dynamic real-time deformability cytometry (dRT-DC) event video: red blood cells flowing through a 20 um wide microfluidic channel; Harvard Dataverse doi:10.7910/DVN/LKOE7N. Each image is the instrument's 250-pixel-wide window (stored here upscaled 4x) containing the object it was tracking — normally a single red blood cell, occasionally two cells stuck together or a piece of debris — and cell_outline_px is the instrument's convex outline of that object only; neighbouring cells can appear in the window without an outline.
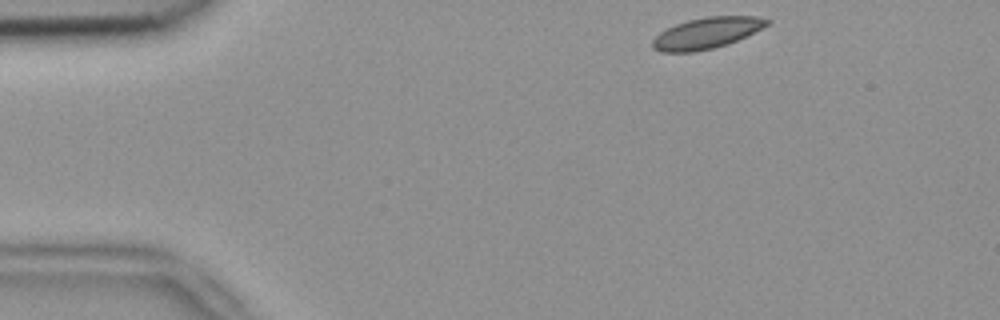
{"species": "common noctule bat (a hibernating species)", "species_latin": "Nyctalus noctula", "temperature_condition": "room temperature", "stored_images_in_passage": 3, "camera_frame_rate_fps": 3000, "um_per_image_px": 0.085, "animal": {"sex": "female", "body_mass_g": 18.4}, "frame": {"image": 1, "passage_image": 1, "time_ms": 0.0, "image_size_px": [1000, 320], "cell_outline_px": [[772, 24], [728, 44], [696, 52], [660, 52], [652, 48], [652, 40], [660, 32], [676, 24], [688, 20], [708, 16], [756, 16], [772, 20]], "centroid_in_image_um": [60.1, 2.81], "position_along_channel_um": 24.9, "area_um2": 20.87}}